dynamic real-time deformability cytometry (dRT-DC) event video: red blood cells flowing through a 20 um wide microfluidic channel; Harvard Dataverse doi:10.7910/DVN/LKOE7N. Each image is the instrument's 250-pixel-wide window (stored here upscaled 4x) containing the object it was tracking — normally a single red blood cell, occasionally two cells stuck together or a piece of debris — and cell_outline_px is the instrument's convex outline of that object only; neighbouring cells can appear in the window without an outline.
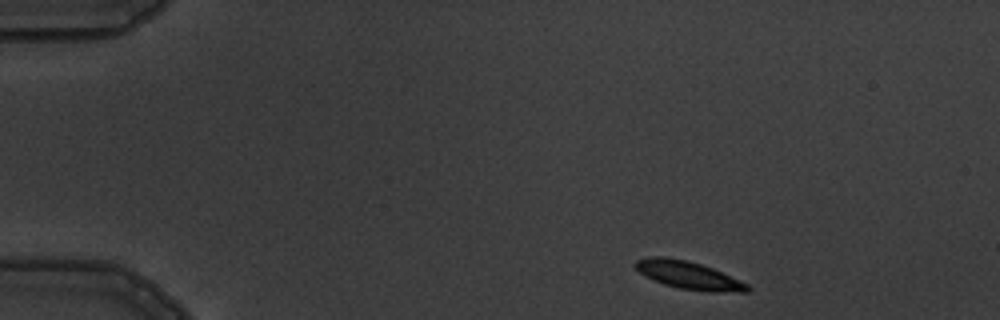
{"species": "common noctule bat (a hibernating species)", "species_latin": "Nyctalus noctula", "temperature_condition": "warm", "stored_images_in_passage": 4, "camera_frame_rate_fps": 3000, "um_per_image_px": 0.085, "animal": {"sex": "male", "body_mass_g": 19.5, "forearm_length_mm": 54.6}, "frame": {"image": 1, "passage_image": 1, "time_ms": 0.0, "image_size_px": [1000, 320], "cell_outline_px": [[752, 288], [748, 292], [708, 292], [680, 288], [664, 284], [652, 280], [644, 276], [636, 268], [636, 260], [648, 256], [664, 256], [688, 260], [712, 268], [748, 284]], "centroid_in_image_um": [58.53, 23.39], "position_along_channel_um": 26.5, "area_um2": 18.21}}
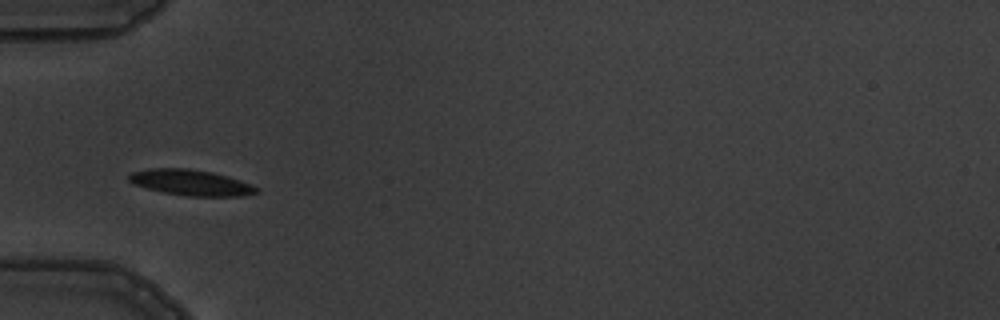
{"frame": {"image": 2, "passage_image": 4, "time_ms": 3.333, "image_size_px": [1000, 320], "cell_outline_px": [[260, 192], [244, 196], [188, 196], [164, 192], [132, 184], [128, 180], [128, 176], [132, 172], [148, 168], [188, 168], [212, 172], [228, 176], [252, 184], [260, 188]], "centroid_in_image_um": [16.26, 15.51], "position_along_channel_um": 68.7, "area_um2": 19.31}}